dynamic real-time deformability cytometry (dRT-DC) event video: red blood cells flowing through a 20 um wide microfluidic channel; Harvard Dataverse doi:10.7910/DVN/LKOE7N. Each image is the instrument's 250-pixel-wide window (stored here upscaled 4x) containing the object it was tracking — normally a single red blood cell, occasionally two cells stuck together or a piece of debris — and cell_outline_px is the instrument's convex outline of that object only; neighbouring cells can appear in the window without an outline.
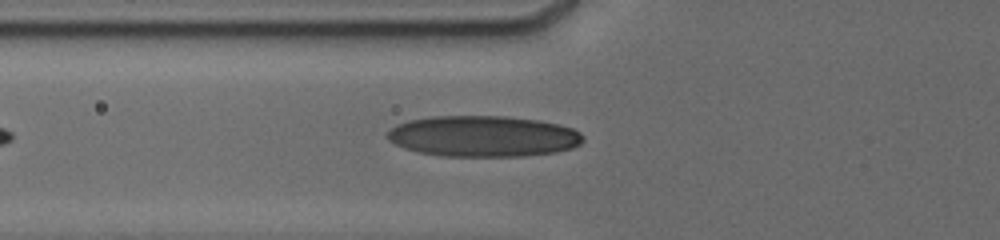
{"species": "human", "species_latin": "Homo sapiens", "temperature_condition": "cold", "stored_images_in_passage": 4, "camera_frame_rate_fps": 3000, "um_per_image_px": 0.085, "donor": {"sex": "male"}, "frame": {"image": 1, "passage_image": 2, "time_ms": 0.333, "image_size_px": [1000, 240], "cell_outline_px": [[584, 140], [580, 144], [572, 148], [556, 152], [524, 156], [440, 156], [420, 152], [404, 148], [388, 140], [388, 132], [396, 124], [408, 120], [432, 116], [504, 116], [540, 120], [560, 124], [572, 128], [580, 132], [584, 136]], "centroid_in_image_um": [41.1, 11.57], "position_along_channel_um": 84.7, "area_um2": 46.99}}
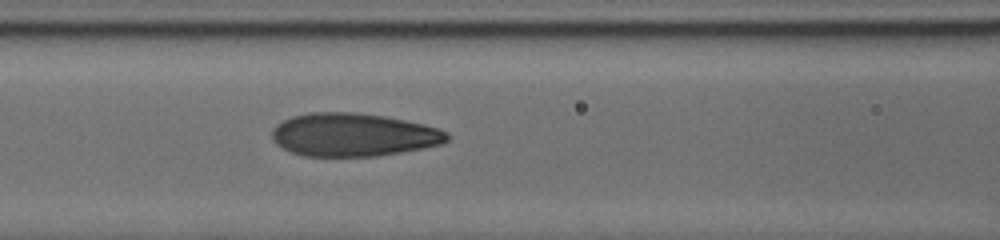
{"frame": {"image": 2, "passage_image": 4, "time_ms": 1.667, "image_size_px": [1000, 240], "cell_outline_px": [[448, 140], [440, 144], [400, 152], [376, 156], [304, 156], [292, 152], [276, 144], [272, 140], [272, 132], [276, 124], [292, 116], [308, 112], [356, 112], [384, 116], [424, 124], [448, 132]], "centroid_in_image_um": [30.0, 11.45], "position_along_channel_um": 136.6, "area_um2": 43.87}}